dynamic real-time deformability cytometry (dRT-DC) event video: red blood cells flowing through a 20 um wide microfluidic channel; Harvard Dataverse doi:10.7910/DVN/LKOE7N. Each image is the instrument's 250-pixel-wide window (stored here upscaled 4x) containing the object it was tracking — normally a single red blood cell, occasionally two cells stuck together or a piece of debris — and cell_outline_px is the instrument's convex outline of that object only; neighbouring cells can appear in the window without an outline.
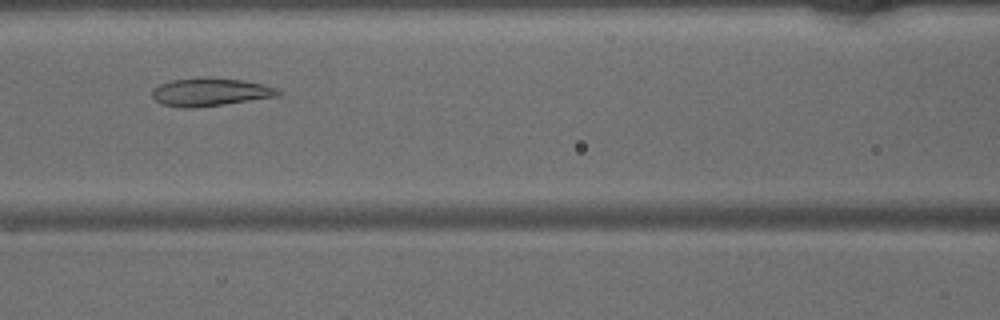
{"species": "common noctule bat (a hibernating species)", "species_latin": "Nyctalus noctula", "temperature_condition": "warm", "stored_images_in_passage": 40, "camera_frame_rate_fps": 3000, "um_per_image_px": 0.085, "animal": {"sex": "male", "body_mass_g": 15.6}, "frame": {"image": 1, "passage_image": 14, "time_ms": 4.333, "image_size_px": [1000, 320], "cell_outline_px": [[280, 96], [196, 108], [184, 108], [160, 104], [152, 96], [152, 88], [160, 84], [172, 80], [212, 76], [240, 80], [260, 84], [276, 88], [280, 92]], "centroid_in_image_um": [17.83, 7.82], "position_along_channel_um": 148.8, "area_um2": 20.63}}
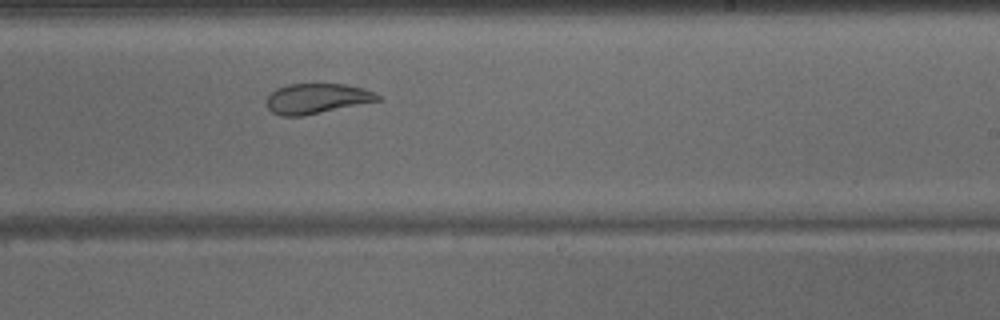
{"frame": {"image": 2, "passage_image": 22, "time_ms": 7.0, "image_size_px": [1000, 320], "cell_outline_px": [[380, 100], [304, 116], [280, 116], [272, 112], [264, 104], [268, 96], [276, 88], [288, 84], [344, 84], [364, 88], [380, 96]], "centroid_in_image_um": [26.88, 8.38], "position_along_channel_um": 262.1, "area_um2": 19.54}}
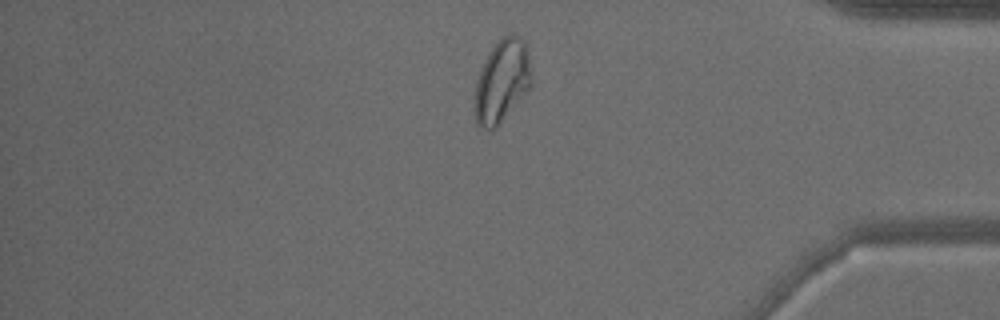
{"frame": {"image": 3, "passage_image": 33, "time_ms": 10.667, "image_size_px": [1000, 320], "cell_outline_px": [[532, 84], [528, 92], [500, 124], [492, 132], [476, 124], [472, 100], [476, 80], [480, 68], [484, 60], [492, 48], [504, 36], [520, 36], [528, 44]], "centroid_in_image_um": [42.65, 6.95], "position_along_channel_um": 392.5, "area_um2": 28.15}}